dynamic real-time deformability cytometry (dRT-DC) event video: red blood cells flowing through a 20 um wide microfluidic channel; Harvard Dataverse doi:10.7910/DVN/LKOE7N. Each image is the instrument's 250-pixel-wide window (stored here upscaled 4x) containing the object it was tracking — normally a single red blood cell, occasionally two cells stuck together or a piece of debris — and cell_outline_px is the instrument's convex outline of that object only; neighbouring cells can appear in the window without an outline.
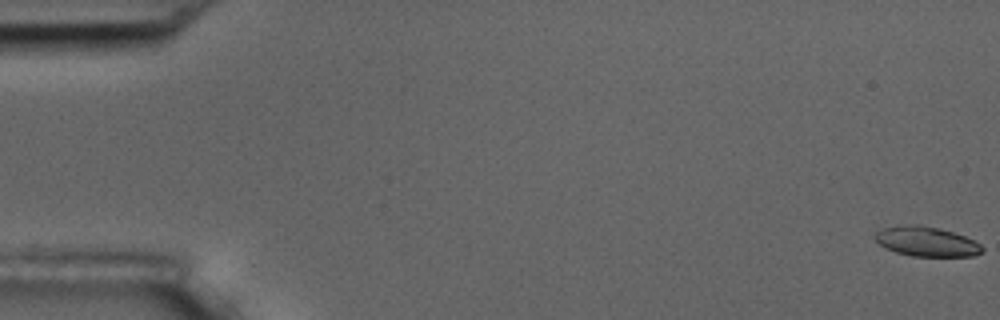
{"species": "common noctule bat (a hibernating species)", "species_latin": "Nyctalus noctula", "temperature_condition": "room temperature", "stored_images_in_passage": 6, "camera_frame_rate_fps": 3000, "um_per_image_px": 0.085, "animal": {"sex": "male", "body_mass_g": 17.5, "forearm_length_mm": 52.3}, "frame": {"image": 1, "passage_image": 1, "time_ms": 0.0, "image_size_px": [1000, 320], "cell_outline_px": [[984, 252], [972, 256], [912, 256], [896, 252], [884, 248], [872, 236], [876, 232], [884, 228], [912, 224], [920, 224], [940, 228], [964, 236], [980, 244], [984, 248]], "centroid_in_image_um": [78.75, 20.53], "position_along_channel_um": 6.3, "area_um2": 18.55}}
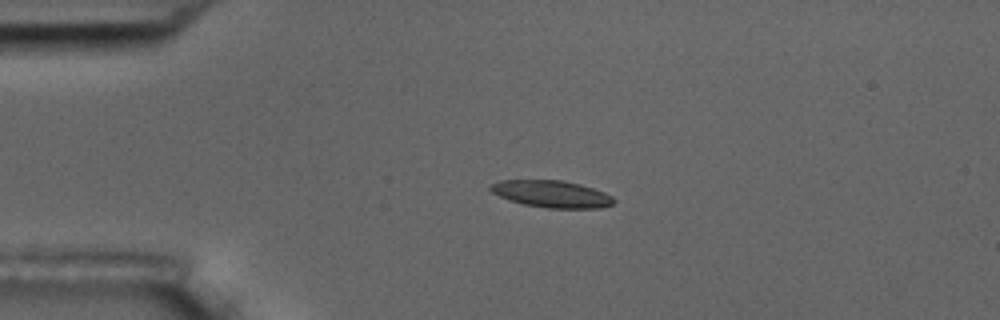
{"frame": {"image": 2, "passage_image": 5, "time_ms": 4.333, "image_size_px": [1000, 320], "cell_outline_px": [[616, 200], [612, 204], [600, 208], [548, 208], [524, 204], [500, 196], [492, 192], [488, 188], [488, 184], [500, 180], [560, 180], [580, 184], [604, 192], [612, 196]], "centroid_in_image_um": [46.88, 16.48], "position_along_channel_um": 38.1, "area_um2": 19.31}}